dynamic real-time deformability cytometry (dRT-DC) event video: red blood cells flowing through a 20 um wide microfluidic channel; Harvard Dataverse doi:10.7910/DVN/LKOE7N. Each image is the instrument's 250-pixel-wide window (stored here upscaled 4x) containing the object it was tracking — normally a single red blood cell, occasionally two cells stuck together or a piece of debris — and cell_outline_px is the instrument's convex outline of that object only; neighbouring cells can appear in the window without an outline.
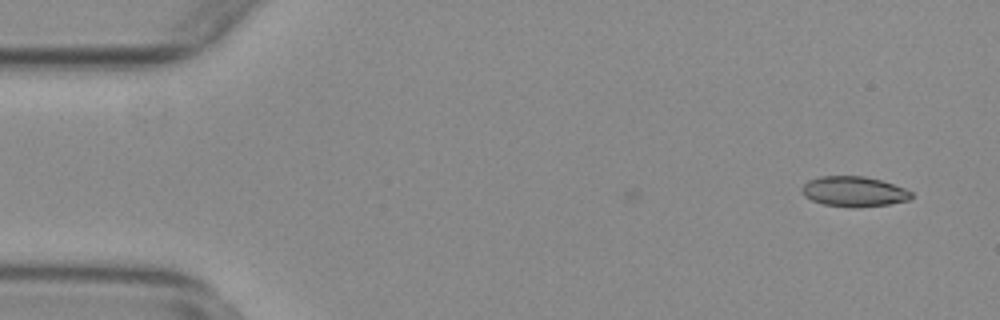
{"species": "common noctule bat (a hibernating species)", "species_latin": "Nyctalus noctula", "temperature_condition": "warm", "stored_images_in_passage": 4, "camera_frame_rate_fps": 3000, "um_per_image_px": 0.085, "animal": {"sex": "female", "body_mass_g": 29.2, "forearm_length_mm": 56.3}, "frame": {"image": 1, "passage_image": 2, "time_ms": 0.333, "image_size_px": [1000, 320], "cell_outline_px": [[912, 196], [908, 200], [888, 204], [856, 208], [852, 208], [824, 204], [812, 200], [804, 196], [800, 192], [800, 188], [808, 180], [820, 176], [864, 176], [880, 180], [904, 188], [912, 192]], "centroid_in_image_um": [72.54, 16.28], "position_along_channel_um": 12.5, "area_um2": 19.31}}